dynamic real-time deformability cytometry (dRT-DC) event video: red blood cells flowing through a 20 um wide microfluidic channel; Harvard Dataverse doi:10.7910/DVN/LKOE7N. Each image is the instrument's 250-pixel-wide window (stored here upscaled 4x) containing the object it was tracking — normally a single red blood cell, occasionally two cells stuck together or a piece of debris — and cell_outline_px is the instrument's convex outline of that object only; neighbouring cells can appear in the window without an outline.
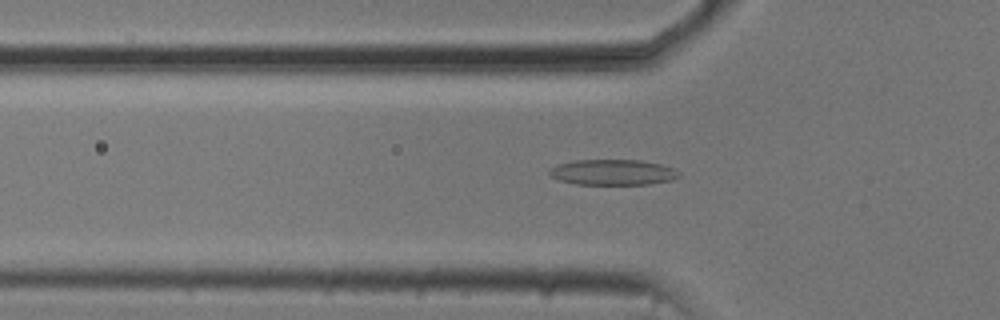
{"species": "common noctule bat (a hibernating species)", "species_latin": "Nyctalus noctula", "temperature_condition": "cold", "stored_images_in_passage": 43, "camera_frame_rate_fps": 3000, "um_per_image_px": 0.085, "animal": {"sex": "male", "body_mass_g": 20.5, "forearm_length_mm": 52.5}, "frame": {"image": 1, "passage_image": 7, "time_ms": 2.0, "image_size_px": [1000, 320], "cell_outline_px": [[680, 176], [672, 180], [648, 184], [576, 184], [560, 180], [552, 176], [548, 172], [556, 164], [576, 160], [640, 160], [660, 164], [676, 168], [680, 172]], "centroid_in_image_um": [52.13, 14.64], "position_along_channel_um": 73.7, "area_um2": 19.31}}
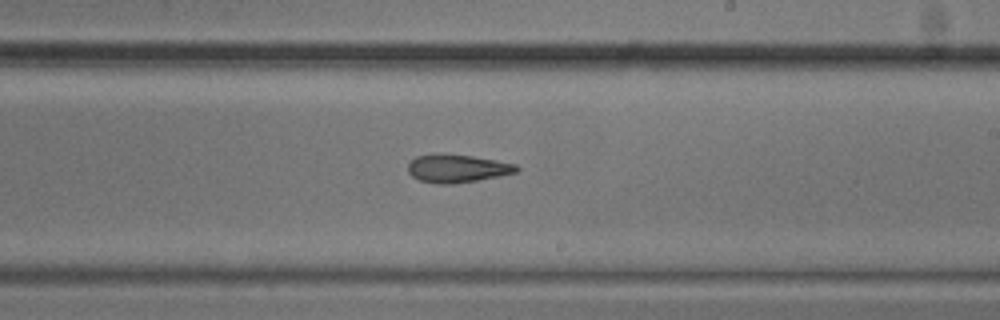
{"frame": {"image": 2, "passage_image": 21, "time_ms": 6.667, "image_size_px": [1000, 320], "cell_outline_px": [[520, 168], [516, 172], [500, 176], [452, 184], [440, 184], [420, 180], [412, 176], [408, 172], [408, 164], [416, 156], [472, 156], [496, 160], [516, 164]], "centroid_in_image_um": [38.91, 14.35], "position_along_channel_um": 250.1, "area_um2": 17.05}}
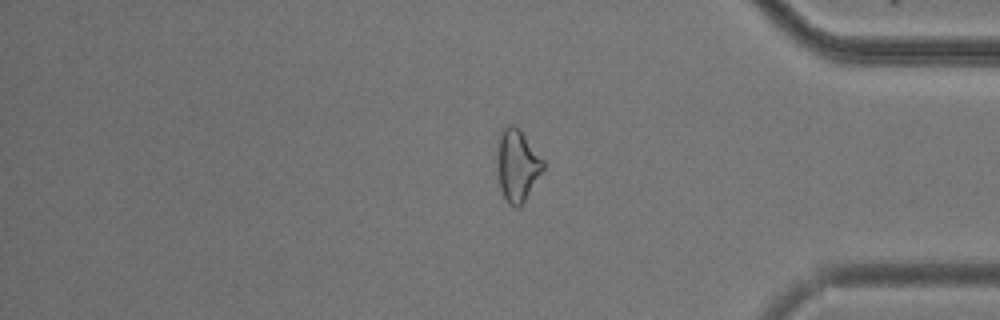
{"frame": {"image": 3, "passage_image": 34, "time_ms": 11.0, "image_size_px": [1000, 320], "cell_outline_px": [[544, 168], [520, 208], [516, 208], [508, 204], [500, 188], [496, 172], [496, 148], [500, 132], [504, 124], [512, 124], [520, 128], [544, 160]], "centroid_in_image_um": [43.92, 14.01], "position_along_channel_um": 391.3, "area_um2": 19.88}, "authors_computed_cell_mechanics": {"area_um2": 18.5538, "velocity_mm_per_s": 3.7594, "shape_relaxation_time_tau1_ms": 5.7923, "shape_relaxation_time_tau2_ms": 3.9973, "deformation_change_tau1": 0.1304, "deformation_change_tau2": 0.14}}